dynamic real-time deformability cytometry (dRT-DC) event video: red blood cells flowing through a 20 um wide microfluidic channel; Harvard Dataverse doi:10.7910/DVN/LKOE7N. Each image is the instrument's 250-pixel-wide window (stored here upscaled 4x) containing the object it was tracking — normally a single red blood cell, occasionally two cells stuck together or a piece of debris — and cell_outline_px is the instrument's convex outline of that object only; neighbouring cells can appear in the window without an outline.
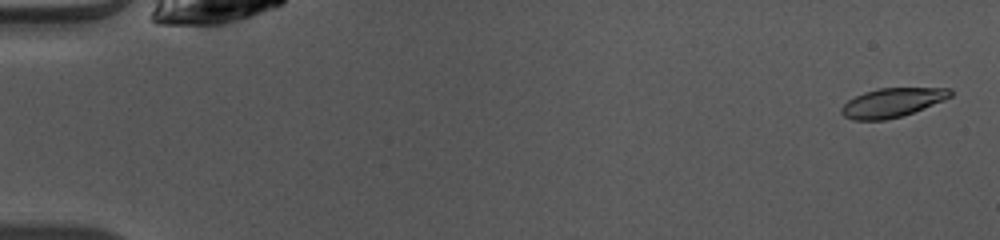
{"species": "common noctule bat (a hibernating species)", "species_latin": "Nyctalus noctula", "temperature_condition": "warm", "stored_images_in_passage": 49, "camera_frame_rate_fps": 3000, "um_per_image_px": 0.085, "animal": {"sex": "female", "body_mass_g": 10.0, "forearm_length_mm": 53.1}, "frame": {"image": 1, "passage_image": 2, "time_ms": 0.333, "image_size_px": [1000, 240], "cell_outline_px": [[952, 96], [944, 100], [912, 112], [900, 116], [884, 120], [852, 120], [844, 116], [840, 112], [840, 108], [848, 100], [864, 92], [880, 88], [952, 88]], "centroid_in_image_um": [75.81, 8.72], "position_along_channel_um": 9.2, "area_um2": 18.26}}
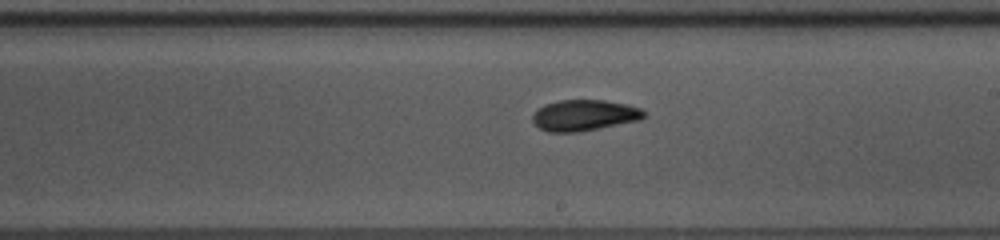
{"frame": {"image": 2, "passage_image": 29, "time_ms": 9.333, "image_size_px": [1000, 240], "cell_outline_px": [[644, 116], [640, 120], [580, 132], [548, 132], [540, 128], [532, 120], [532, 116], [544, 104], [560, 100], [604, 100], [628, 104], [640, 108], [644, 112]], "centroid_in_image_um": [49.67, 9.8], "position_along_channel_um": 239.3, "area_um2": 20.06}}
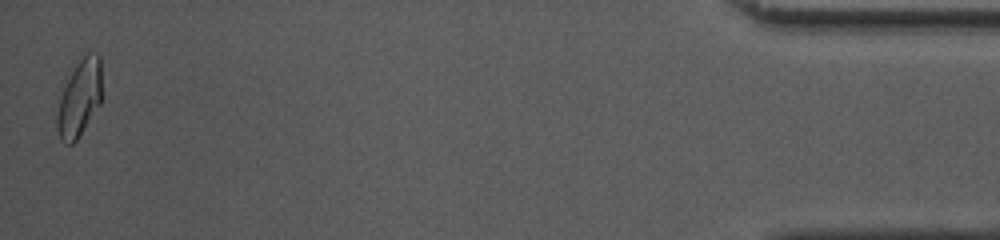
{"frame": {"image": 3, "passage_image": 49, "time_ms": 16.0, "image_size_px": [1000, 240], "cell_outline_px": [[100, 104], [76, 140], [72, 144], [64, 144], [60, 140], [56, 128], [56, 116], [60, 84], [84, 52], [96, 52], [100, 56]], "centroid_in_image_um": [6.68, 8.28], "position_along_channel_um": 428.5, "area_um2": 20.81}, "authors_computed_cell_mechanics": {"area_um2": 19.4786, "velocity_mm_per_s": 4.0919, "shape_relaxation_time_tau1_ms": 7.5055, "shape_relaxation_time_tau2_ms": 2.6734, "deformation_change_tau1": 0.1871, "deformation_change_tau2": 0.0836}}